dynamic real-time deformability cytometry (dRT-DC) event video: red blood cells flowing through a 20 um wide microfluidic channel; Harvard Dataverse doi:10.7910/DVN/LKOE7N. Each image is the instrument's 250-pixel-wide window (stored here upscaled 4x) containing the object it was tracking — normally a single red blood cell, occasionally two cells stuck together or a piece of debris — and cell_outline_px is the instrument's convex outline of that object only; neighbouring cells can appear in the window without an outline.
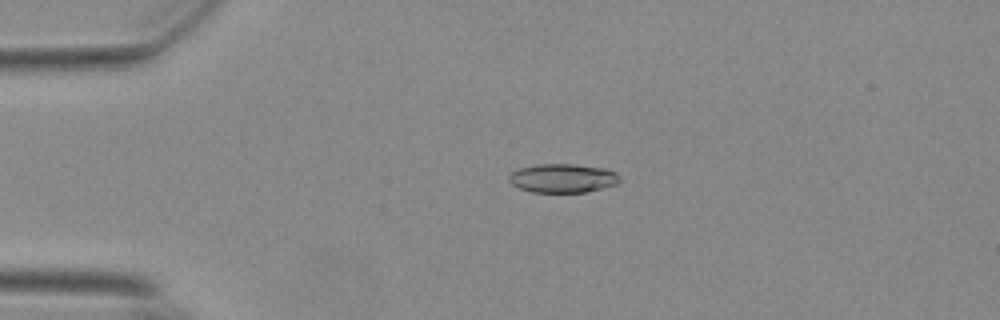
{"species": "Egyptian fruit bat (a non-hibernating species)", "species_latin": "Rousettus aegyptiacus", "temperature_condition": "warm", "stored_images_in_passage": 56, "camera_frame_rate_fps": 3000, "um_per_image_px": 0.085, "animal": {"sex": "female"}, "frame": {"image": 1, "passage_image": 13, "time_ms": 4.0, "image_size_px": [1000, 320], "cell_outline_px": [[620, 180], [616, 184], [588, 192], [532, 192], [520, 188], [512, 184], [508, 180], [508, 176], [516, 168], [536, 164], [572, 164], [604, 168], [616, 172], [620, 176]], "centroid_in_image_um": [47.81, 15.14], "position_along_channel_um": 37.2, "area_um2": 18.73}}
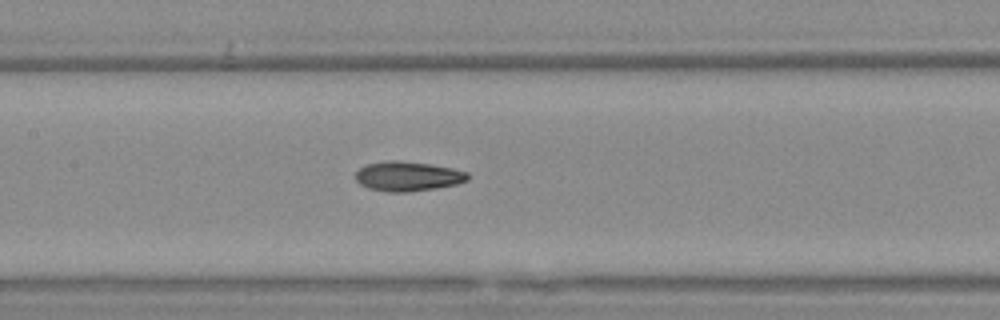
{"frame": {"image": 2, "passage_image": 27, "time_ms": 8.667, "image_size_px": [1000, 320], "cell_outline_px": [[468, 180], [456, 184], [436, 188], [404, 192], [388, 192], [368, 188], [360, 184], [356, 180], [356, 172], [364, 164], [388, 160], [400, 160], [432, 164], [452, 168], [468, 172]], "centroid_in_image_um": [34.64, 14.97], "position_along_channel_um": 172.8, "area_um2": 19.48}}
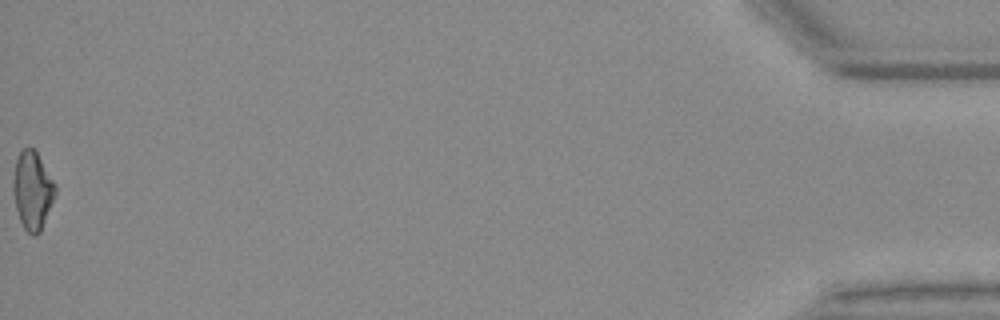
{"frame": {"image": 3, "passage_image": 56, "time_ms": 18.333, "image_size_px": [1000, 320], "cell_outline_px": [[56, 192], [40, 232], [36, 236], [32, 236], [24, 228], [20, 220], [16, 208], [12, 192], [12, 180], [16, 160], [20, 152], [24, 148], [32, 148], [36, 152], [56, 184]], "centroid_in_image_um": [2.74, 16.2], "position_along_channel_um": 432.5, "area_um2": 19.02}, "authors_computed_cell_mechanics": {"area_um2": 18.8717, "velocity_mm_per_s": 3.7215, "shape_relaxation_time_tau1_ms": 5.2965, "shape_relaxation_time_tau2_ms": 2.9945, "deformation_change_tau1": 0.1678, "deformation_change_tau2": 0.098}}